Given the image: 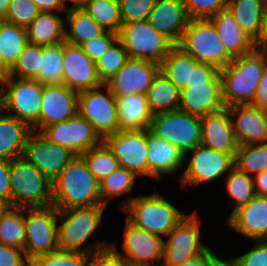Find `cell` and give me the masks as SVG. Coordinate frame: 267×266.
<instances>
[{
    "label": "cell",
    "mask_w": 267,
    "mask_h": 266,
    "mask_svg": "<svg viewBox=\"0 0 267 266\" xmlns=\"http://www.w3.org/2000/svg\"><path fill=\"white\" fill-rule=\"evenodd\" d=\"M129 59L124 46L117 39L109 49L96 61L97 73L102 83L111 79Z\"/></svg>",
    "instance_id": "7bdbcfd3"
},
{
    "label": "cell",
    "mask_w": 267,
    "mask_h": 266,
    "mask_svg": "<svg viewBox=\"0 0 267 266\" xmlns=\"http://www.w3.org/2000/svg\"><path fill=\"white\" fill-rule=\"evenodd\" d=\"M159 71L158 63L129 58L125 65L105 85L115 97L131 94L146 95Z\"/></svg>",
    "instance_id": "ac0fdd59"
},
{
    "label": "cell",
    "mask_w": 267,
    "mask_h": 266,
    "mask_svg": "<svg viewBox=\"0 0 267 266\" xmlns=\"http://www.w3.org/2000/svg\"><path fill=\"white\" fill-rule=\"evenodd\" d=\"M118 39L129 58L149 60L160 64L175 46L147 21L122 24Z\"/></svg>",
    "instance_id": "ba28073f"
},
{
    "label": "cell",
    "mask_w": 267,
    "mask_h": 266,
    "mask_svg": "<svg viewBox=\"0 0 267 266\" xmlns=\"http://www.w3.org/2000/svg\"><path fill=\"white\" fill-rule=\"evenodd\" d=\"M41 12H64L68 10L66 0H32Z\"/></svg>",
    "instance_id": "9f6ffc18"
},
{
    "label": "cell",
    "mask_w": 267,
    "mask_h": 266,
    "mask_svg": "<svg viewBox=\"0 0 267 266\" xmlns=\"http://www.w3.org/2000/svg\"><path fill=\"white\" fill-rule=\"evenodd\" d=\"M10 207V204L0 196V215L4 213L8 208Z\"/></svg>",
    "instance_id": "003e7915"
},
{
    "label": "cell",
    "mask_w": 267,
    "mask_h": 266,
    "mask_svg": "<svg viewBox=\"0 0 267 266\" xmlns=\"http://www.w3.org/2000/svg\"><path fill=\"white\" fill-rule=\"evenodd\" d=\"M220 257L209 248L204 254L188 259L180 266H213Z\"/></svg>",
    "instance_id": "680465c9"
},
{
    "label": "cell",
    "mask_w": 267,
    "mask_h": 266,
    "mask_svg": "<svg viewBox=\"0 0 267 266\" xmlns=\"http://www.w3.org/2000/svg\"><path fill=\"white\" fill-rule=\"evenodd\" d=\"M189 19L182 0H157L146 21L178 45Z\"/></svg>",
    "instance_id": "cb8c5ba5"
},
{
    "label": "cell",
    "mask_w": 267,
    "mask_h": 266,
    "mask_svg": "<svg viewBox=\"0 0 267 266\" xmlns=\"http://www.w3.org/2000/svg\"><path fill=\"white\" fill-rule=\"evenodd\" d=\"M266 65L267 56L253 50L220 70L225 107L252 104Z\"/></svg>",
    "instance_id": "7a4b0ae2"
},
{
    "label": "cell",
    "mask_w": 267,
    "mask_h": 266,
    "mask_svg": "<svg viewBox=\"0 0 267 266\" xmlns=\"http://www.w3.org/2000/svg\"><path fill=\"white\" fill-rule=\"evenodd\" d=\"M138 176L124 167H118L113 173L99 182L102 203L108 205L114 197L129 194Z\"/></svg>",
    "instance_id": "ab89813d"
},
{
    "label": "cell",
    "mask_w": 267,
    "mask_h": 266,
    "mask_svg": "<svg viewBox=\"0 0 267 266\" xmlns=\"http://www.w3.org/2000/svg\"><path fill=\"white\" fill-rule=\"evenodd\" d=\"M225 190L232 199V211L229 216L238 208L247 205L255 196L253 176L239 171L234 167L225 176Z\"/></svg>",
    "instance_id": "74e56055"
},
{
    "label": "cell",
    "mask_w": 267,
    "mask_h": 266,
    "mask_svg": "<svg viewBox=\"0 0 267 266\" xmlns=\"http://www.w3.org/2000/svg\"><path fill=\"white\" fill-rule=\"evenodd\" d=\"M234 165L251 176L263 172L267 169V143L239 145Z\"/></svg>",
    "instance_id": "60d3db41"
},
{
    "label": "cell",
    "mask_w": 267,
    "mask_h": 266,
    "mask_svg": "<svg viewBox=\"0 0 267 266\" xmlns=\"http://www.w3.org/2000/svg\"><path fill=\"white\" fill-rule=\"evenodd\" d=\"M63 84L78 92L103 85L94 62L80 45L63 42Z\"/></svg>",
    "instance_id": "d6986e66"
},
{
    "label": "cell",
    "mask_w": 267,
    "mask_h": 266,
    "mask_svg": "<svg viewBox=\"0 0 267 266\" xmlns=\"http://www.w3.org/2000/svg\"><path fill=\"white\" fill-rule=\"evenodd\" d=\"M28 44L25 27L0 20V57L11 70Z\"/></svg>",
    "instance_id": "e575fe53"
},
{
    "label": "cell",
    "mask_w": 267,
    "mask_h": 266,
    "mask_svg": "<svg viewBox=\"0 0 267 266\" xmlns=\"http://www.w3.org/2000/svg\"><path fill=\"white\" fill-rule=\"evenodd\" d=\"M107 205L71 209H57L59 250L81 251L88 254L111 245L98 241L94 250L86 247L88 239L100 227Z\"/></svg>",
    "instance_id": "277c9868"
},
{
    "label": "cell",
    "mask_w": 267,
    "mask_h": 266,
    "mask_svg": "<svg viewBox=\"0 0 267 266\" xmlns=\"http://www.w3.org/2000/svg\"><path fill=\"white\" fill-rule=\"evenodd\" d=\"M23 250L0 243V266H29Z\"/></svg>",
    "instance_id": "db71d44e"
},
{
    "label": "cell",
    "mask_w": 267,
    "mask_h": 266,
    "mask_svg": "<svg viewBox=\"0 0 267 266\" xmlns=\"http://www.w3.org/2000/svg\"><path fill=\"white\" fill-rule=\"evenodd\" d=\"M190 19L211 18L226 9L228 0H182Z\"/></svg>",
    "instance_id": "c3c4849f"
},
{
    "label": "cell",
    "mask_w": 267,
    "mask_h": 266,
    "mask_svg": "<svg viewBox=\"0 0 267 266\" xmlns=\"http://www.w3.org/2000/svg\"><path fill=\"white\" fill-rule=\"evenodd\" d=\"M78 91L64 84L44 85L39 123L32 129L43 128L73 118L78 113Z\"/></svg>",
    "instance_id": "ffe728a7"
},
{
    "label": "cell",
    "mask_w": 267,
    "mask_h": 266,
    "mask_svg": "<svg viewBox=\"0 0 267 266\" xmlns=\"http://www.w3.org/2000/svg\"><path fill=\"white\" fill-rule=\"evenodd\" d=\"M72 2L70 5L68 6V8H81L85 3L89 2L90 0H66V2Z\"/></svg>",
    "instance_id": "03108f58"
},
{
    "label": "cell",
    "mask_w": 267,
    "mask_h": 266,
    "mask_svg": "<svg viewBox=\"0 0 267 266\" xmlns=\"http://www.w3.org/2000/svg\"><path fill=\"white\" fill-rule=\"evenodd\" d=\"M201 128V145L217 152L230 154L235 159L239 144L227 107L201 117Z\"/></svg>",
    "instance_id": "603a6c76"
},
{
    "label": "cell",
    "mask_w": 267,
    "mask_h": 266,
    "mask_svg": "<svg viewBox=\"0 0 267 266\" xmlns=\"http://www.w3.org/2000/svg\"><path fill=\"white\" fill-rule=\"evenodd\" d=\"M11 0H0V20H4Z\"/></svg>",
    "instance_id": "be15d7a7"
},
{
    "label": "cell",
    "mask_w": 267,
    "mask_h": 266,
    "mask_svg": "<svg viewBox=\"0 0 267 266\" xmlns=\"http://www.w3.org/2000/svg\"><path fill=\"white\" fill-rule=\"evenodd\" d=\"M88 261V253L57 250L34 258L30 261V266H88Z\"/></svg>",
    "instance_id": "f6af8a7d"
},
{
    "label": "cell",
    "mask_w": 267,
    "mask_h": 266,
    "mask_svg": "<svg viewBox=\"0 0 267 266\" xmlns=\"http://www.w3.org/2000/svg\"><path fill=\"white\" fill-rule=\"evenodd\" d=\"M43 91L44 85L36 79L10 76L1 85V111L33 129L39 123Z\"/></svg>",
    "instance_id": "52a82bcc"
},
{
    "label": "cell",
    "mask_w": 267,
    "mask_h": 266,
    "mask_svg": "<svg viewBox=\"0 0 267 266\" xmlns=\"http://www.w3.org/2000/svg\"><path fill=\"white\" fill-rule=\"evenodd\" d=\"M81 156L99 182L119 167L118 160L104 142L82 153Z\"/></svg>",
    "instance_id": "b9f144b4"
},
{
    "label": "cell",
    "mask_w": 267,
    "mask_h": 266,
    "mask_svg": "<svg viewBox=\"0 0 267 266\" xmlns=\"http://www.w3.org/2000/svg\"><path fill=\"white\" fill-rule=\"evenodd\" d=\"M11 207L53 206L52 181L24 157L10 160Z\"/></svg>",
    "instance_id": "5b68a950"
},
{
    "label": "cell",
    "mask_w": 267,
    "mask_h": 266,
    "mask_svg": "<svg viewBox=\"0 0 267 266\" xmlns=\"http://www.w3.org/2000/svg\"><path fill=\"white\" fill-rule=\"evenodd\" d=\"M198 83H222L220 70L213 65L198 62L192 68L190 84Z\"/></svg>",
    "instance_id": "f5cc1de1"
},
{
    "label": "cell",
    "mask_w": 267,
    "mask_h": 266,
    "mask_svg": "<svg viewBox=\"0 0 267 266\" xmlns=\"http://www.w3.org/2000/svg\"><path fill=\"white\" fill-rule=\"evenodd\" d=\"M122 24L146 21L157 0H118Z\"/></svg>",
    "instance_id": "7dc6e473"
},
{
    "label": "cell",
    "mask_w": 267,
    "mask_h": 266,
    "mask_svg": "<svg viewBox=\"0 0 267 266\" xmlns=\"http://www.w3.org/2000/svg\"><path fill=\"white\" fill-rule=\"evenodd\" d=\"M239 145L267 143V114L252 105L227 107Z\"/></svg>",
    "instance_id": "7402d4cb"
},
{
    "label": "cell",
    "mask_w": 267,
    "mask_h": 266,
    "mask_svg": "<svg viewBox=\"0 0 267 266\" xmlns=\"http://www.w3.org/2000/svg\"><path fill=\"white\" fill-rule=\"evenodd\" d=\"M48 141L81 155L103 142L93 125L78 113L65 121L51 124L39 132Z\"/></svg>",
    "instance_id": "9a60e30c"
},
{
    "label": "cell",
    "mask_w": 267,
    "mask_h": 266,
    "mask_svg": "<svg viewBox=\"0 0 267 266\" xmlns=\"http://www.w3.org/2000/svg\"><path fill=\"white\" fill-rule=\"evenodd\" d=\"M33 130L23 121L0 111V159L23 157L28 136Z\"/></svg>",
    "instance_id": "83f0119b"
},
{
    "label": "cell",
    "mask_w": 267,
    "mask_h": 266,
    "mask_svg": "<svg viewBox=\"0 0 267 266\" xmlns=\"http://www.w3.org/2000/svg\"><path fill=\"white\" fill-rule=\"evenodd\" d=\"M254 242L247 253L232 258L237 266H267V240Z\"/></svg>",
    "instance_id": "816d5d0a"
},
{
    "label": "cell",
    "mask_w": 267,
    "mask_h": 266,
    "mask_svg": "<svg viewBox=\"0 0 267 266\" xmlns=\"http://www.w3.org/2000/svg\"><path fill=\"white\" fill-rule=\"evenodd\" d=\"M213 266H237V264L231 258L223 259L220 255V258L213 264Z\"/></svg>",
    "instance_id": "e7e4bbea"
},
{
    "label": "cell",
    "mask_w": 267,
    "mask_h": 266,
    "mask_svg": "<svg viewBox=\"0 0 267 266\" xmlns=\"http://www.w3.org/2000/svg\"><path fill=\"white\" fill-rule=\"evenodd\" d=\"M188 156L190 158L186 159ZM184 166L185 169L179 178L182 188L197 187L201 183L218 180L235 167L234 158L230 154L217 152L203 145H198L185 154Z\"/></svg>",
    "instance_id": "4fadbf2b"
},
{
    "label": "cell",
    "mask_w": 267,
    "mask_h": 266,
    "mask_svg": "<svg viewBox=\"0 0 267 266\" xmlns=\"http://www.w3.org/2000/svg\"><path fill=\"white\" fill-rule=\"evenodd\" d=\"M177 46L198 62L213 65L219 70L234 59L221 42L215 25L209 18L189 19Z\"/></svg>",
    "instance_id": "8992f818"
},
{
    "label": "cell",
    "mask_w": 267,
    "mask_h": 266,
    "mask_svg": "<svg viewBox=\"0 0 267 266\" xmlns=\"http://www.w3.org/2000/svg\"><path fill=\"white\" fill-rule=\"evenodd\" d=\"M0 111H1V85H0Z\"/></svg>",
    "instance_id": "a7ac6f4b"
},
{
    "label": "cell",
    "mask_w": 267,
    "mask_h": 266,
    "mask_svg": "<svg viewBox=\"0 0 267 266\" xmlns=\"http://www.w3.org/2000/svg\"><path fill=\"white\" fill-rule=\"evenodd\" d=\"M23 157L53 181L75 157L68 148L48 141L32 131L27 138Z\"/></svg>",
    "instance_id": "2e32d148"
},
{
    "label": "cell",
    "mask_w": 267,
    "mask_h": 266,
    "mask_svg": "<svg viewBox=\"0 0 267 266\" xmlns=\"http://www.w3.org/2000/svg\"><path fill=\"white\" fill-rule=\"evenodd\" d=\"M123 254L132 265L162 266L163 237L138 228L125 218Z\"/></svg>",
    "instance_id": "e0dca14e"
},
{
    "label": "cell",
    "mask_w": 267,
    "mask_h": 266,
    "mask_svg": "<svg viewBox=\"0 0 267 266\" xmlns=\"http://www.w3.org/2000/svg\"><path fill=\"white\" fill-rule=\"evenodd\" d=\"M65 19L56 13L40 12L26 27L28 42L40 46L54 45L65 41Z\"/></svg>",
    "instance_id": "f546056e"
},
{
    "label": "cell",
    "mask_w": 267,
    "mask_h": 266,
    "mask_svg": "<svg viewBox=\"0 0 267 266\" xmlns=\"http://www.w3.org/2000/svg\"><path fill=\"white\" fill-rule=\"evenodd\" d=\"M251 105L261 109L267 108V65L264 69L260 83L257 87L256 95Z\"/></svg>",
    "instance_id": "6f0895ef"
},
{
    "label": "cell",
    "mask_w": 267,
    "mask_h": 266,
    "mask_svg": "<svg viewBox=\"0 0 267 266\" xmlns=\"http://www.w3.org/2000/svg\"><path fill=\"white\" fill-rule=\"evenodd\" d=\"M120 210L126 212V219L138 228L161 237L167 235L189 213L179 210L164 195L131 196L123 201Z\"/></svg>",
    "instance_id": "3957f363"
},
{
    "label": "cell",
    "mask_w": 267,
    "mask_h": 266,
    "mask_svg": "<svg viewBox=\"0 0 267 266\" xmlns=\"http://www.w3.org/2000/svg\"><path fill=\"white\" fill-rule=\"evenodd\" d=\"M198 61L175 45L159 64L162 72L180 91L191 83L192 68Z\"/></svg>",
    "instance_id": "836d02e7"
},
{
    "label": "cell",
    "mask_w": 267,
    "mask_h": 266,
    "mask_svg": "<svg viewBox=\"0 0 267 266\" xmlns=\"http://www.w3.org/2000/svg\"><path fill=\"white\" fill-rule=\"evenodd\" d=\"M41 68V46L29 43L23 49L11 76L20 79H36Z\"/></svg>",
    "instance_id": "ee69618b"
},
{
    "label": "cell",
    "mask_w": 267,
    "mask_h": 266,
    "mask_svg": "<svg viewBox=\"0 0 267 266\" xmlns=\"http://www.w3.org/2000/svg\"><path fill=\"white\" fill-rule=\"evenodd\" d=\"M40 12L32 0H11L4 20L26 28Z\"/></svg>",
    "instance_id": "bcb514c9"
},
{
    "label": "cell",
    "mask_w": 267,
    "mask_h": 266,
    "mask_svg": "<svg viewBox=\"0 0 267 266\" xmlns=\"http://www.w3.org/2000/svg\"><path fill=\"white\" fill-rule=\"evenodd\" d=\"M223 108L222 83L188 84L180 91L178 109L190 115L204 117Z\"/></svg>",
    "instance_id": "d4e9b609"
},
{
    "label": "cell",
    "mask_w": 267,
    "mask_h": 266,
    "mask_svg": "<svg viewBox=\"0 0 267 266\" xmlns=\"http://www.w3.org/2000/svg\"><path fill=\"white\" fill-rule=\"evenodd\" d=\"M147 159L149 177L161 180L162 175L175 174L184 167L185 155L167 140L153 135L147 130Z\"/></svg>",
    "instance_id": "484cf974"
},
{
    "label": "cell",
    "mask_w": 267,
    "mask_h": 266,
    "mask_svg": "<svg viewBox=\"0 0 267 266\" xmlns=\"http://www.w3.org/2000/svg\"><path fill=\"white\" fill-rule=\"evenodd\" d=\"M146 99L153 115L171 112L178 110L180 90L159 71L146 92Z\"/></svg>",
    "instance_id": "d6a6232c"
},
{
    "label": "cell",
    "mask_w": 267,
    "mask_h": 266,
    "mask_svg": "<svg viewBox=\"0 0 267 266\" xmlns=\"http://www.w3.org/2000/svg\"><path fill=\"white\" fill-rule=\"evenodd\" d=\"M78 114L102 139L120 130L116 97L105 84L78 93Z\"/></svg>",
    "instance_id": "8fae6325"
},
{
    "label": "cell",
    "mask_w": 267,
    "mask_h": 266,
    "mask_svg": "<svg viewBox=\"0 0 267 266\" xmlns=\"http://www.w3.org/2000/svg\"><path fill=\"white\" fill-rule=\"evenodd\" d=\"M130 262L117 250V243L89 254L88 266H129Z\"/></svg>",
    "instance_id": "681fc988"
},
{
    "label": "cell",
    "mask_w": 267,
    "mask_h": 266,
    "mask_svg": "<svg viewBox=\"0 0 267 266\" xmlns=\"http://www.w3.org/2000/svg\"><path fill=\"white\" fill-rule=\"evenodd\" d=\"M149 131L176 146L184 155L201 145V117L179 109L154 114Z\"/></svg>",
    "instance_id": "9c48e42d"
},
{
    "label": "cell",
    "mask_w": 267,
    "mask_h": 266,
    "mask_svg": "<svg viewBox=\"0 0 267 266\" xmlns=\"http://www.w3.org/2000/svg\"><path fill=\"white\" fill-rule=\"evenodd\" d=\"M25 242V209L9 207L0 215V243L24 251Z\"/></svg>",
    "instance_id": "d590c367"
},
{
    "label": "cell",
    "mask_w": 267,
    "mask_h": 266,
    "mask_svg": "<svg viewBox=\"0 0 267 266\" xmlns=\"http://www.w3.org/2000/svg\"><path fill=\"white\" fill-rule=\"evenodd\" d=\"M225 225L253 241L267 240V197L256 195L227 216Z\"/></svg>",
    "instance_id": "44dd1931"
},
{
    "label": "cell",
    "mask_w": 267,
    "mask_h": 266,
    "mask_svg": "<svg viewBox=\"0 0 267 266\" xmlns=\"http://www.w3.org/2000/svg\"><path fill=\"white\" fill-rule=\"evenodd\" d=\"M253 50L267 56V12L258 36L253 41Z\"/></svg>",
    "instance_id": "91938a15"
},
{
    "label": "cell",
    "mask_w": 267,
    "mask_h": 266,
    "mask_svg": "<svg viewBox=\"0 0 267 266\" xmlns=\"http://www.w3.org/2000/svg\"><path fill=\"white\" fill-rule=\"evenodd\" d=\"M52 197L57 209L105 205L100 197L99 181L81 155H75L52 181Z\"/></svg>",
    "instance_id": "6da1fadb"
},
{
    "label": "cell",
    "mask_w": 267,
    "mask_h": 266,
    "mask_svg": "<svg viewBox=\"0 0 267 266\" xmlns=\"http://www.w3.org/2000/svg\"><path fill=\"white\" fill-rule=\"evenodd\" d=\"M255 193L267 197V169L253 176Z\"/></svg>",
    "instance_id": "94428289"
},
{
    "label": "cell",
    "mask_w": 267,
    "mask_h": 266,
    "mask_svg": "<svg viewBox=\"0 0 267 266\" xmlns=\"http://www.w3.org/2000/svg\"><path fill=\"white\" fill-rule=\"evenodd\" d=\"M81 8L106 31L118 34L122 27L118 0H90Z\"/></svg>",
    "instance_id": "f35d334b"
},
{
    "label": "cell",
    "mask_w": 267,
    "mask_h": 266,
    "mask_svg": "<svg viewBox=\"0 0 267 266\" xmlns=\"http://www.w3.org/2000/svg\"><path fill=\"white\" fill-rule=\"evenodd\" d=\"M103 142L115 155L120 167L138 177H149L147 130H119L106 136Z\"/></svg>",
    "instance_id": "5bb4252c"
},
{
    "label": "cell",
    "mask_w": 267,
    "mask_h": 266,
    "mask_svg": "<svg viewBox=\"0 0 267 266\" xmlns=\"http://www.w3.org/2000/svg\"><path fill=\"white\" fill-rule=\"evenodd\" d=\"M36 80L42 85L63 84V42L41 46V68Z\"/></svg>",
    "instance_id": "8d00e7d4"
},
{
    "label": "cell",
    "mask_w": 267,
    "mask_h": 266,
    "mask_svg": "<svg viewBox=\"0 0 267 266\" xmlns=\"http://www.w3.org/2000/svg\"><path fill=\"white\" fill-rule=\"evenodd\" d=\"M120 130H149L153 117L146 95L131 94L116 97Z\"/></svg>",
    "instance_id": "f1b7e54d"
},
{
    "label": "cell",
    "mask_w": 267,
    "mask_h": 266,
    "mask_svg": "<svg viewBox=\"0 0 267 266\" xmlns=\"http://www.w3.org/2000/svg\"><path fill=\"white\" fill-rule=\"evenodd\" d=\"M241 29L254 41L267 12L264 0H228L226 7Z\"/></svg>",
    "instance_id": "4dcf8cb0"
},
{
    "label": "cell",
    "mask_w": 267,
    "mask_h": 266,
    "mask_svg": "<svg viewBox=\"0 0 267 266\" xmlns=\"http://www.w3.org/2000/svg\"><path fill=\"white\" fill-rule=\"evenodd\" d=\"M210 19L215 25L221 42L234 58L253 51V40L241 29L227 8Z\"/></svg>",
    "instance_id": "4316f807"
},
{
    "label": "cell",
    "mask_w": 267,
    "mask_h": 266,
    "mask_svg": "<svg viewBox=\"0 0 267 266\" xmlns=\"http://www.w3.org/2000/svg\"><path fill=\"white\" fill-rule=\"evenodd\" d=\"M118 39V34L106 31L103 35L93 38L81 44L84 52L96 62L109 49V47Z\"/></svg>",
    "instance_id": "f907efd6"
},
{
    "label": "cell",
    "mask_w": 267,
    "mask_h": 266,
    "mask_svg": "<svg viewBox=\"0 0 267 266\" xmlns=\"http://www.w3.org/2000/svg\"><path fill=\"white\" fill-rule=\"evenodd\" d=\"M25 226L24 253L29 262L59 250L56 207L25 209Z\"/></svg>",
    "instance_id": "7c38bea8"
},
{
    "label": "cell",
    "mask_w": 267,
    "mask_h": 266,
    "mask_svg": "<svg viewBox=\"0 0 267 266\" xmlns=\"http://www.w3.org/2000/svg\"><path fill=\"white\" fill-rule=\"evenodd\" d=\"M198 213L187 214L164 241L162 266H180L188 259L204 254L210 247L201 239Z\"/></svg>",
    "instance_id": "30bf717a"
},
{
    "label": "cell",
    "mask_w": 267,
    "mask_h": 266,
    "mask_svg": "<svg viewBox=\"0 0 267 266\" xmlns=\"http://www.w3.org/2000/svg\"><path fill=\"white\" fill-rule=\"evenodd\" d=\"M65 15V41L70 44L81 45L106 32L82 8H68Z\"/></svg>",
    "instance_id": "1f68e13d"
},
{
    "label": "cell",
    "mask_w": 267,
    "mask_h": 266,
    "mask_svg": "<svg viewBox=\"0 0 267 266\" xmlns=\"http://www.w3.org/2000/svg\"><path fill=\"white\" fill-rule=\"evenodd\" d=\"M11 76V70L3 62L0 57V85H3L5 81Z\"/></svg>",
    "instance_id": "6125c7cd"
},
{
    "label": "cell",
    "mask_w": 267,
    "mask_h": 266,
    "mask_svg": "<svg viewBox=\"0 0 267 266\" xmlns=\"http://www.w3.org/2000/svg\"><path fill=\"white\" fill-rule=\"evenodd\" d=\"M10 183V160L0 159V196L3 197L11 207Z\"/></svg>",
    "instance_id": "11a10c76"
}]
</instances>
